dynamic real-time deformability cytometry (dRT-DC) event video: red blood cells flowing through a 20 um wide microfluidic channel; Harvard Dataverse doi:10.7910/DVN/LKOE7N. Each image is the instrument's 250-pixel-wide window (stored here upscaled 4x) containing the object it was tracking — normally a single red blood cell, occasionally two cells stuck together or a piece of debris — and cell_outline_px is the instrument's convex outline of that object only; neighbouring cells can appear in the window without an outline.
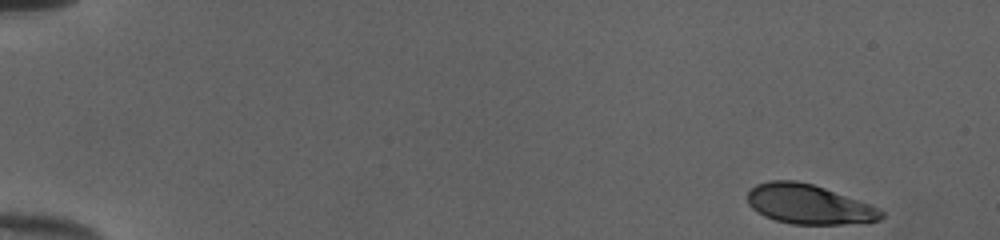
{"species": "human", "species_latin": "Homo sapiens", "temperature_condition": "cold", "stored_images_in_passage": 49, "camera_frame_rate_fps": 3000, "um_per_image_px": 0.085, "donor": {"sex": "female"}, "frame": {"image": 1, "passage_image": 1, "time_ms": 0.0, "image_size_px": [1000, 240], "cell_outline_px": [[884, 216], [880, 220], [868, 224], [792, 224], [776, 220], [764, 216], [756, 212], [748, 204], [748, 192], [756, 184], [768, 180], [796, 180], [812, 184], [872, 204], [880, 208], [884, 212]], "centroid_in_image_um": [68.81, 17.38], "position_along_channel_um": 16.2, "area_um2": 31.33}}
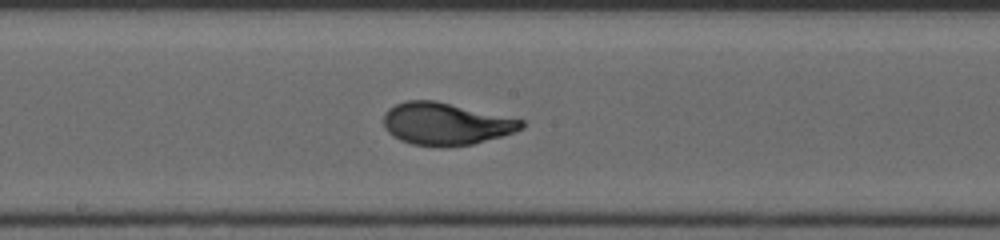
{"frame": {"image": 2, "passage_image": 27, "time_ms": 8.667, "image_size_px": [1000, 240], "cell_outline_px": [[524, 128], [500, 136], [472, 144], [412, 144], [400, 140], [388, 132], [384, 128], [384, 112], [388, 108], [396, 104], [408, 100], [436, 100], [524, 120]], "centroid_in_image_um": [37.87, 10.48], "position_along_channel_um": 210.3, "area_um2": 33.18}}
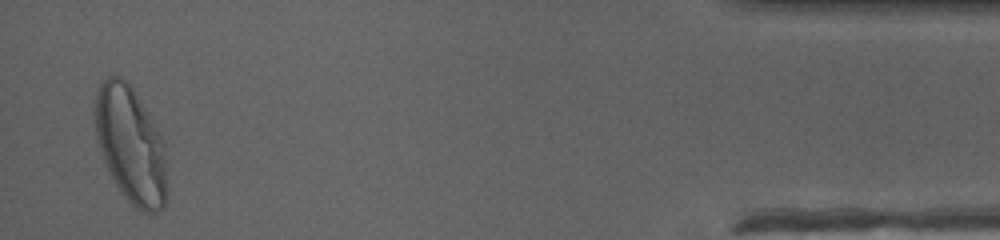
{"frame": {"image": 3, "passage_image": 48, "time_ms": 15.667, "image_size_px": [1000, 240], "cell_outline_px": [[164, 208], [156, 212], [140, 212], [120, 192], [100, 152], [96, 140], [92, 120], [92, 108], [96, 88], [108, 76], [120, 76], [132, 88], [164, 140]], "centroid_in_image_um": [11.02, 12.26], "position_along_channel_um": 424.2, "area_um2": 48.67}, "authors_computed_cell_mechanics": {"area_um2": 33.2928, "velocity_mm_per_s": 4.0205, "shape_relaxation_time_tau1_ms": 3.9996, "shape_relaxation_time_tau2_ms": null, "deformation_change_tau1": 0.1933, "deformation_change_tau2": null}}